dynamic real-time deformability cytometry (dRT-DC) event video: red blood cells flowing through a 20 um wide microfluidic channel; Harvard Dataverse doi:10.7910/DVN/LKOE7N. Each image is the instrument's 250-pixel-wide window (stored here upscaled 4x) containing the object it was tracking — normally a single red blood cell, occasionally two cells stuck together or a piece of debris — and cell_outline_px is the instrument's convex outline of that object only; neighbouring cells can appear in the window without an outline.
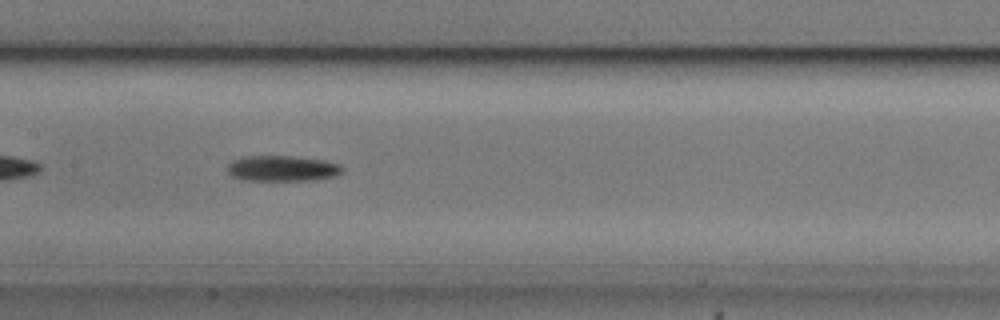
{"species": "common noctule bat (a hibernating species)", "species_latin": "Nyctalus noctula", "temperature_condition": "cold", "stored_images_in_passage": 40, "camera_frame_rate_fps": 3000, "um_per_image_px": 0.085, "animal": {"sex": "male", "body_mass_g": 20.5, "forearm_length_mm": 52.5}, "frame": {"image": 1, "passage_image": 12, "time_ms": 3.667, "image_size_px": [1000, 320], "cell_outline_px": [[344, 168], [340, 172], [332, 176], [312, 180], [244, 180], [232, 176], [228, 172], [228, 164], [232, 160], [248, 156], [292, 156], [324, 160], [340, 164]], "centroid_in_image_um": [23.97, 14.31], "position_along_channel_um": 183.4, "area_um2": 16.99}, "authors_computed_cell_mechanics": {"area_um2": 15.7216, "velocity_mm_per_s": 3.7246, "shape_relaxation_time_tau1_ms": 5.3025, "shape_relaxation_time_tau2_ms": null, "deformation_change_tau1": 0.2084, "deformation_change_tau2": null}}